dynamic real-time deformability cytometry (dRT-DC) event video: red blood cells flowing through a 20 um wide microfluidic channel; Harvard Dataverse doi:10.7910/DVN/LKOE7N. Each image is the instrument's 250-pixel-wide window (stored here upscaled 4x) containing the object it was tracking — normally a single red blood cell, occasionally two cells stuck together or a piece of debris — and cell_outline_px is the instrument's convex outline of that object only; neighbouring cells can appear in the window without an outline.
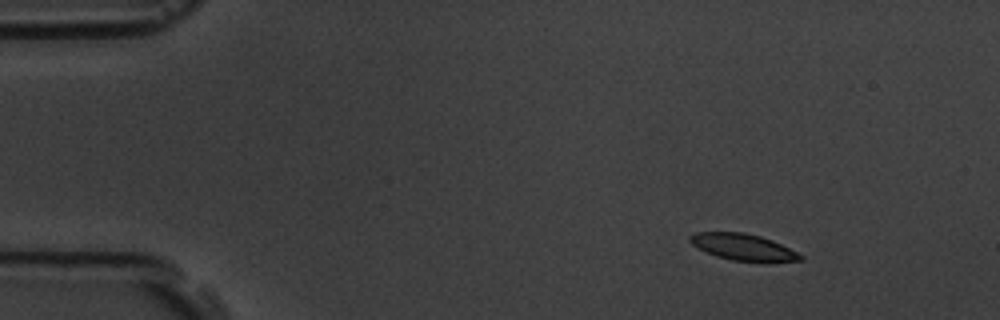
{"species": "common noctule bat (a hibernating species)", "species_latin": "Nyctalus noctula", "temperature_condition": "room temperature", "stored_images_in_passage": 4, "camera_frame_rate_fps": 3000, "um_per_image_px": 0.085, "animal": {"sex": "male", "body_mass_g": 19.5, "forearm_length_mm": 54.6}, "frame": {"image": 1, "passage_image": 2, "time_ms": 2.333, "image_size_px": [1000, 320], "cell_outline_px": [[804, 260], [732, 260], [716, 256], [692, 244], [688, 240], [688, 236], [696, 232], [744, 232], [760, 236], [772, 240], [804, 256]], "centroid_in_image_um": [63.1, 20.96], "position_along_channel_um": 21.9, "area_um2": 16.42}}